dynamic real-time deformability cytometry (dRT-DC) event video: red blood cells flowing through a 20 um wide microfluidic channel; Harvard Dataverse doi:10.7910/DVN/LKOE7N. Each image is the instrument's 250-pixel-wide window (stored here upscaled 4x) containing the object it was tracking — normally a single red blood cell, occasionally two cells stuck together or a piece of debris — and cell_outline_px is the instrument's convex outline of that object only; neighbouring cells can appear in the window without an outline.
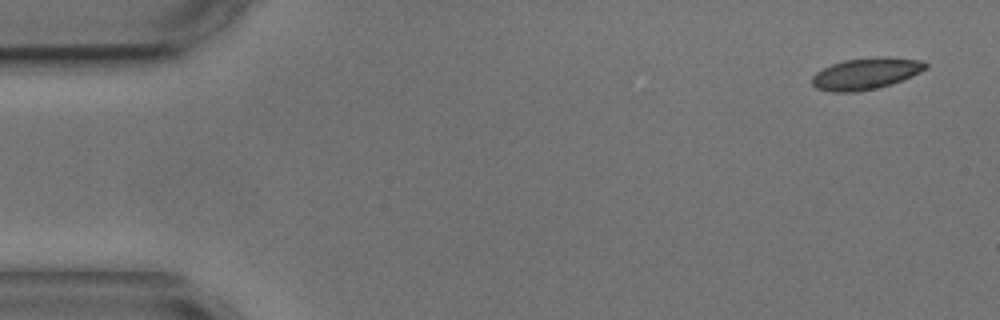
{"species": "common noctule bat (a hibernating species)", "species_latin": "Nyctalus noctula", "temperature_condition": "cold", "stored_images_in_passage": 5, "camera_frame_rate_fps": 3000, "um_per_image_px": 0.085, "animal": {"sex": "male", "body_mass_g": 17.9, "forearm_length_mm": 54.2}, "frame": {"image": 1, "passage_image": 1, "time_ms": 0.0, "image_size_px": [1000, 320], "cell_outline_px": [[928, 68], [912, 76], [876, 88], [856, 92], [832, 92], [816, 88], [812, 84], [812, 76], [816, 72], [832, 64], [844, 60], [876, 56], [888, 56], [920, 60], [928, 64]], "centroid_in_image_um": [73.6, 6.24], "position_along_channel_um": 11.4, "area_um2": 20.87}}
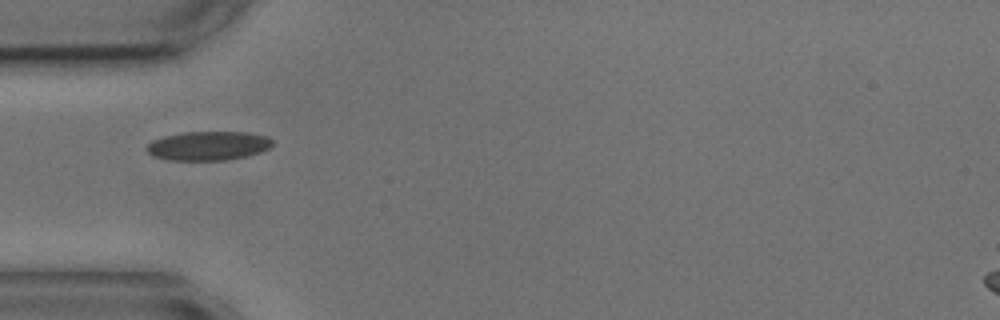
{"frame": {"image": 2, "passage_image": 5, "time_ms": 4.667, "image_size_px": [1000, 320], "cell_outline_px": [[272, 144], [268, 148], [260, 152], [248, 156], [224, 160], [168, 160], [152, 156], [144, 148], [152, 140], [164, 136], [184, 132], [248, 132], [268, 136], [272, 140]], "centroid_in_image_um": [17.68, 12.39], "position_along_channel_um": 67.3, "area_um2": 21.39}}